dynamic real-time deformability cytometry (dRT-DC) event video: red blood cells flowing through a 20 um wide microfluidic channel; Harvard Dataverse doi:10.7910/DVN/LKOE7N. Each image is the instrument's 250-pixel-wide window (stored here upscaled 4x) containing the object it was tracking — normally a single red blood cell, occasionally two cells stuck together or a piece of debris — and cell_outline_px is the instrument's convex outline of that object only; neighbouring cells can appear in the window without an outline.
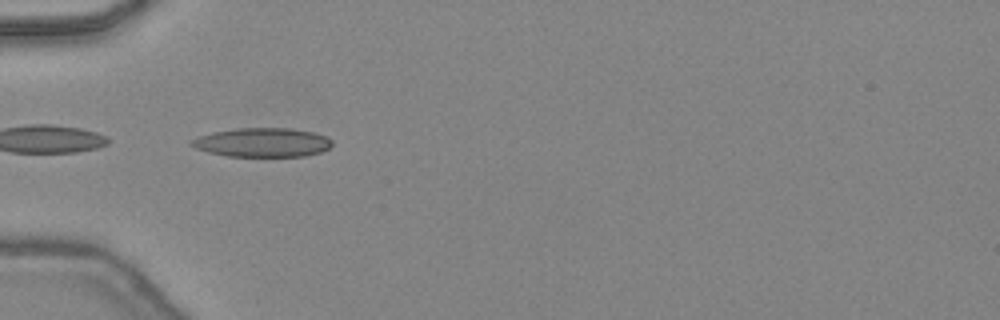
{"species": "common noctule bat (a hibernating species)", "species_latin": "Nyctalus noctula", "temperature_condition": "warm", "stored_images_in_passage": 10, "camera_frame_rate_fps": 3000, "um_per_image_px": 0.085, "animal": {"sex": "female", "body_mass_g": 24.6, "forearm_length_mm": 56.2}, "frame": {"image": 1, "passage_image": 4, "time_ms": 1.0, "image_size_px": [1000, 320], "cell_outline_px": [[332, 144], [328, 148], [320, 152], [304, 156], [228, 156], [208, 152], [196, 148], [188, 144], [188, 140], [212, 132], [236, 128], [292, 128], [312, 132], [324, 136], [332, 140]], "centroid_in_image_um": [22.26, 12.1], "position_along_channel_um": 62.7, "area_um2": 23.76}}
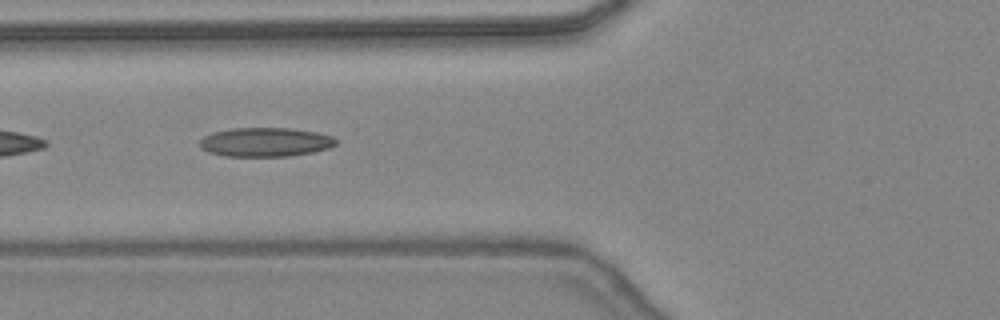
{"frame": {"image": 2, "passage_image": 7, "time_ms": 2.0, "image_size_px": [1000, 320], "cell_outline_px": [[336, 144], [328, 148], [312, 152], [288, 156], [224, 156], [208, 152], [200, 148], [200, 140], [204, 136], [212, 132], [232, 128], [292, 128], [316, 132], [332, 136], [336, 140]], "centroid_in_image_um": [22.52, 12.07], "position_along_channel_um": 103.3, "area_um2": 23.06}}